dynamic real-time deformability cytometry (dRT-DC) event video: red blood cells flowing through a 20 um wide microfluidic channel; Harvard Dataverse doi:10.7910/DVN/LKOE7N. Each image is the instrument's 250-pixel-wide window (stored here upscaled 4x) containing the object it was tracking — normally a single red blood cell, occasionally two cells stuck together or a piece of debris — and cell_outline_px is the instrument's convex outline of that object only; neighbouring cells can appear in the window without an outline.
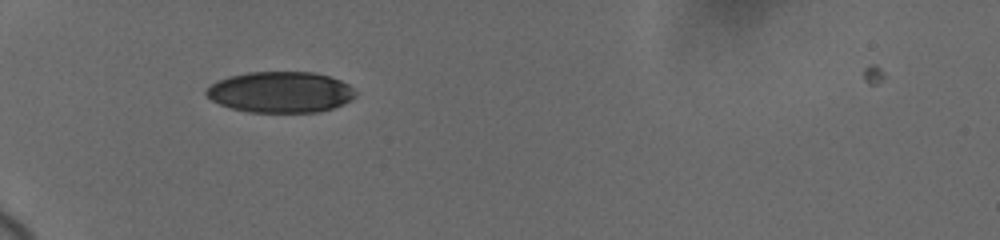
{"species": "human", "species_latin": "Homo sapiens", "temperature_condition": "cold", "stored_images_in_passage": 5, "camera_frame_rate_fps": 3000, "um_per_image_px": 0.085, "donor": {"sex": "female"}, "frame": {"image": 1, "passage_image": 4, "time_ms": 3.333, "image_size_px": [1000, 240], "cell_outline_px": [[356, 96], [332, 108], [320, 112], [248, 112], [232, 108], [220, 104], [212, 100], [204, 92], [212, 84], [228, 76], [248, 72], [316, 72], [340, 80], [348, 84], [356, 92]], "centroid_in_image_um": [23.84, 7.82], "position_along_channel_um": 61.2, "area_um2": 35.43}}